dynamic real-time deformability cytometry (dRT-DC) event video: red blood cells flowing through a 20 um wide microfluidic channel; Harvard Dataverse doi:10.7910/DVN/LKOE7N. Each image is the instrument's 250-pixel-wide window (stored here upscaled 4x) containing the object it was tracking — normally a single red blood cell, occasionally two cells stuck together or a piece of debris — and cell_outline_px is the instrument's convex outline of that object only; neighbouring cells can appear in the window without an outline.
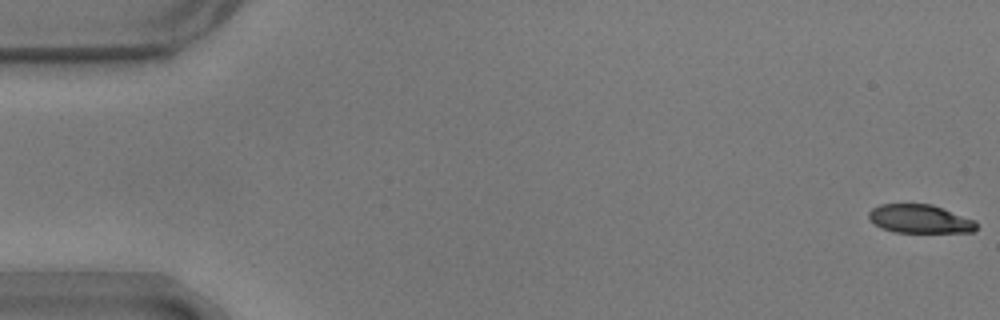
{"species": "common noctule bat (a hibernating species)", "species_latin": "Nyctalus noctula", "temperature_condition": "warm", "stored_images_in_passage": 57, "camera_frame_rate_fps": 3000, "um_per_image_px": 0.085, "animal": {"sex": "male", "body_mass_g": 17.9}, "frame": {"image": 1, "passage_image": 1, "time_ms": 0.0, "image_size_px": [1000, 320], "cell_outline_px": [[976, 228], [972, 232], [892, 232], [880, 228], [868, 216], [868, 212], [872, 208], [880, 204], [932, 204], [976, 220]], "centroid_in_image_um": [78.18, 18.6], "position_along_channel_um": 6.8, "area_um2": 17.92}}
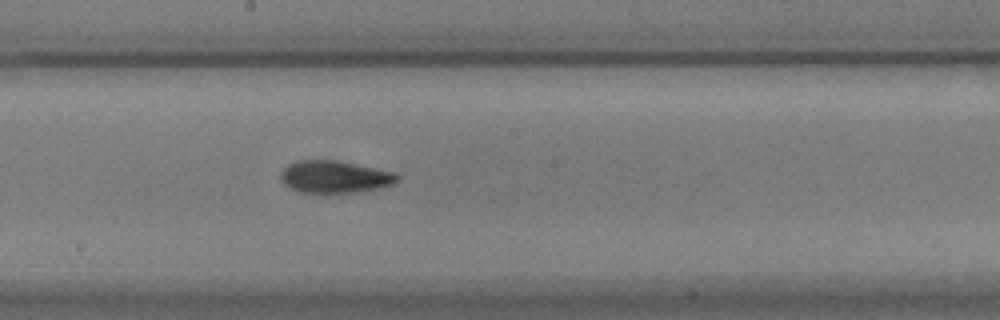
{"frame": {"image": 2, "passage_image": 31, "time_ms": 10.0, "image_size_px": [1000, 320], "cell_outline_px": [[400, 180], [392, 184], [380, 188], [348, 192], [300, 192], [288, 188], [280, 180], [280, 172], [288, 164], [296, 160], [336, 160], [396, 172], [400, 176]], "centroid_in_image_um": [28.43, 15.01], "position_along_channel_um": 219.8, "area_um2": 21.96}}
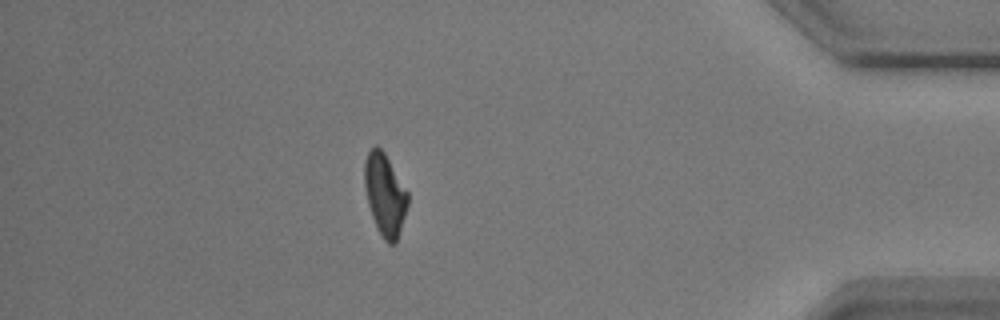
{"frame": {"image": 3, "passage_image": 50, "time_ms": 16.333, "image_size_px": [1000, 320], "cell_outline_px": [[408, 204], [396, 244], [388, 244], [384, 240], [376, 228], [368, 204], [364, 188], [364, 160], [368, 152], [376, 144], [384, 152], [408, 192]], "centroid_in_image_um": [32.7, 16.55], "position_along_channel_um": 402.5, "area_um2": 20.75}, "authors_computed_cell_mechanics": {"area_um2": 20.9236, "velocity_mm_per_s": 3.555, "shape_relaxation_time_tau1_ms": 6.5277, "shape_relaxation_time_tau2_ms": 2.9535, "deformation_change_tau1": 0.2008, "deformation_change_tau2": 0.0999}}